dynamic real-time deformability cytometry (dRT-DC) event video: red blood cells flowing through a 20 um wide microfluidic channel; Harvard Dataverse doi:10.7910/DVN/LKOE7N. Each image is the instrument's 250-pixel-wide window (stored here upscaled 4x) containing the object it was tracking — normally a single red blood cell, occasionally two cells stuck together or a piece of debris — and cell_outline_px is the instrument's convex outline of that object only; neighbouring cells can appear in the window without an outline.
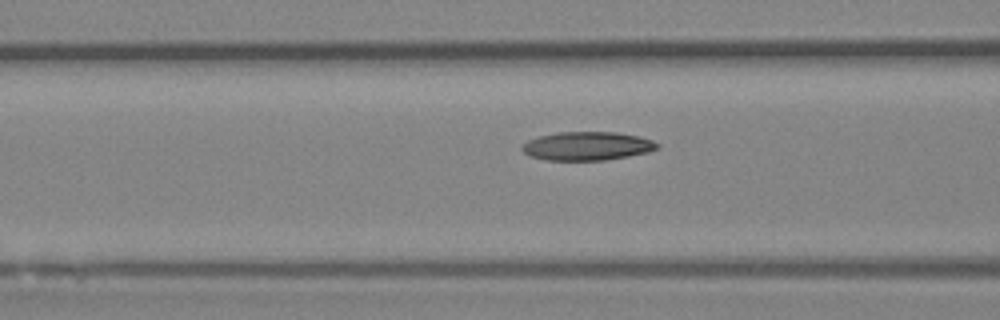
{"species": "Egyptian fruit bat (a non-hibernating species)", "species_latin": "Rousettus aegyptiacus", "temperature_condition": "room temperature", "stored_images_in_passage": 16, "camera_frame_rate_fps": 3000, "um_per_image_px": 0.085, "animal": {"sex": "female"}, "frame": {"image": 1, "passage_image": 14, "time_ms": 4.333, "image_size_px": [1000, 320], "cell_outline_px": [[660, 144], [656, 148], [648, 152], [628, 156], [604, 160], [544, 160], [528, 156], [520, 148], [528, 140], [540, 136], [556, 132], [616, 132], [636, 136], [652, 140]], "centroid_in_image_um": [49.87, 12.41], "position_along_channel_um": 116.7, "area_um2": 22.43}}